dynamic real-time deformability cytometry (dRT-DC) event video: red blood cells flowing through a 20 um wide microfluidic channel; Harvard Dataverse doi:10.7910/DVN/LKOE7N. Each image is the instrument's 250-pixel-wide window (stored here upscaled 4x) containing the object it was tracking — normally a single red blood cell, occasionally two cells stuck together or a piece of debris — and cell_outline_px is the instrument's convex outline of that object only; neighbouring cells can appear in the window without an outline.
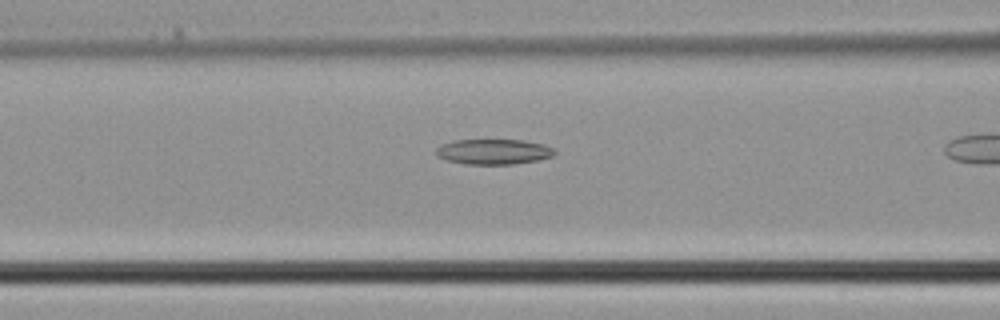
{"species": "common noctule bat (a hibernating species)", "species_latin": "Nyctalus noctula", "temperature_condition": "cold", "stored_images_in_passage": 13, "camera_frame_rate_fps": 3000, "um_per_image_px": 0.085, "animal": {"sex": "male", "body_mass_g": 21.5, "forearm_length_mm": 52.0}, "frame": {"image": 1, "passage_image": 10, "time_ms": 3.0, "image_size_px": [1000, 320], "cell_outline_px": [[556, 152], [552, 156], [536, 160], [512, 164], [464, 164], [448, 160], [436, 156], [436, 148], [440, 144], [452, 140], [524, 140], [544, 144], [556, 148]], "centroid_in_image_um": [41.94, 12.88], "position_along_channel_um": 124.7, "area_um2": 17.57}}